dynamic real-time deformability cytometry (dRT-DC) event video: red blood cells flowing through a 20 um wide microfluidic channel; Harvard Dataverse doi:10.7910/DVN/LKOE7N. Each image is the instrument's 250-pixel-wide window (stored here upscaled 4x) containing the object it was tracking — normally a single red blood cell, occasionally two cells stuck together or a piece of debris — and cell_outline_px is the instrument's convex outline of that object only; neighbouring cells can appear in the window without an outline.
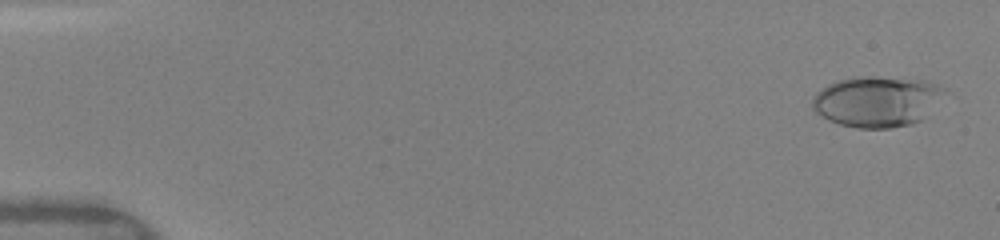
{"species": "human", "species_latin": "Homo sapiens", "temperature_condition": "warm", "stored_images_in_passage": 50, "camera_frame_rate_fps": 3000, "um_per_image_px": 0.085, "donor": {"sex": "female"}, "frame": {"image": 1, "passage_image": 2, "time_ms": 0.333, "image_size_px": [1000, 240], "cell_outline_px": [[948, 92], [920, 120], [912, 124], [888, 128], [856, 128], [840, 124], [828, 120], [816, 112], [812, 108], [812, 96], [816, 92], [828, 84], [836, 80], [864, 76], [872, 76], [924, 80], [948, 88]], "centroid_in_image_um": [74.54, 8.61], "position_along_channel_um": 10.5, "area_um2": 39.19}}
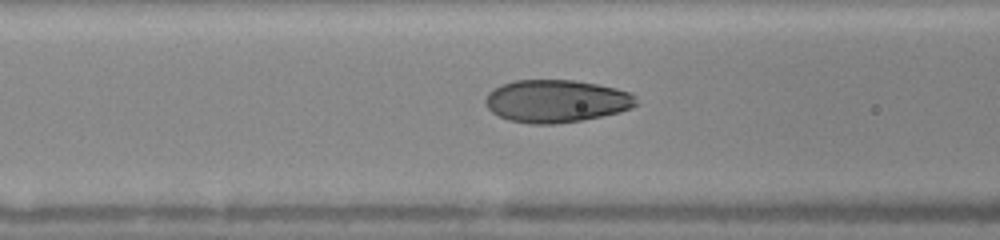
{"frame": {"image": 2, "passage_image": 21, "time_ms": 6.667, "image_size_px": [1000, 240], "cell_outline_px": [[640, 104], [632, 108], [620, 112], [580, 120], [556, 124], [532, 124], [508, 120], [492, 112], [488, 108], [484, 100], [488, 92], [500, 84], [516, 80], [576, 80], [616, 88], [632, 92], [636, 96]], "centroid_in_image_um": [47.31, 8.58], "position_along_channel_um": 119.3, "area_um2": 37.74}}
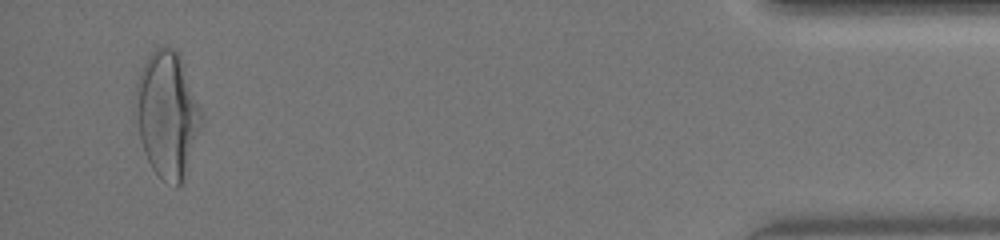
{"frame": {"image": 3, "passage_image": 48, "time_ms": 15.667, "image_size_px": [1000, 240], "cell_outline_px": [[200, 128], [188, 172], [184, 184], [176, 188], [164, 180], [152, 168], [144, 152], [140, 140], [136, 92], [136, 84], [140, 72], [148, 56], [156, 48], [176, 48], [180, 56], [200, 108]], "centroid_in_image_um": [14.24, 9.79], "position_along_channel_um": 421.0, "area_um2": 47.51}, "authors_computed_cell_mechanics": {"area_um2": 36.992, "velocity_mm_per_s": 4.096, "shape_relaxation_time_tau1_ms": 3.5839, "shape_relaxation_time_tau2_ms": null, "deformation_change_tau1": 0.1972, "deformation_change_tau2": null}}